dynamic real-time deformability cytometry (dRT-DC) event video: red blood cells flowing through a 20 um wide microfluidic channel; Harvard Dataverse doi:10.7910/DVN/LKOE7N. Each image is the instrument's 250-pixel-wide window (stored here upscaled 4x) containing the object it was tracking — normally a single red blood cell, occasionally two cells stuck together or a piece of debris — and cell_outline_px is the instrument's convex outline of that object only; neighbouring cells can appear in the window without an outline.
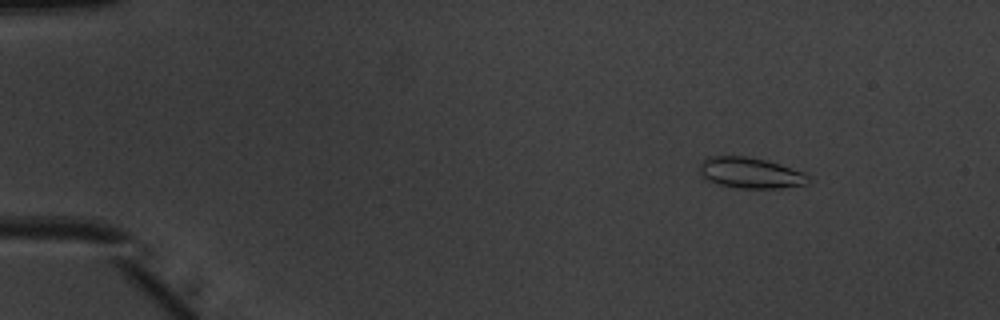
{"species": "common noctule bat (a hibernating species)", "species_latin": "Nyctalus noctula", "temperature_condition": "warm", "stored_images_in_passage": 52, "camera_frame_rate_fps": 3000, "um_per_image_px": 0.085, "animal": {"sex": "male", "body_mass_g": 20.1, "forearm_length_mm": 53.5}, "frame": {"image": 1, "passage_image": 7, "time_ms": 2.0, "image_size_px": [1000, 320], "cell_outline_px": [[812, 180], [808, 184], [780, 188], [740, 188], [720, 184], [708, 180], [700, 172], [700, 164], [708, 156], [744, 156], [764, 160], [780, 164], [804, 172], [812, 176]], "centroid_in_image_um": [63.86, 14.7], "position_along_channel_um": 21.1, "area_um2": 19.48}}
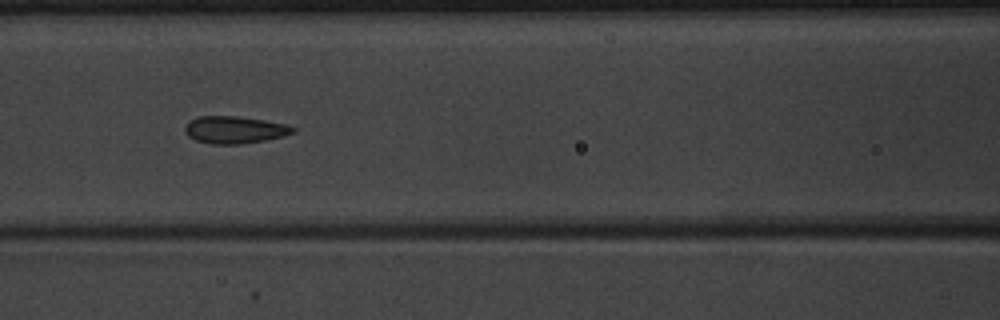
{"frame": {"image": 2, "passage_image": 24, "time_ms": 7.667, "image_size_px": [1000, 320], "cell_outline_px": [[296, 132], [284, 136], [264, 140], [240, 144], [212, 144], [196, 140], [188, 136], [184, 132], [184, 128], [192, 120], [200, 116], [236, 116], [264, 120], [284, 124], [296, 128]], "centroid_in_image_um": [19.96, 11.04], "position_along_channel_um": 146.6, "area_um2": 16.99}}
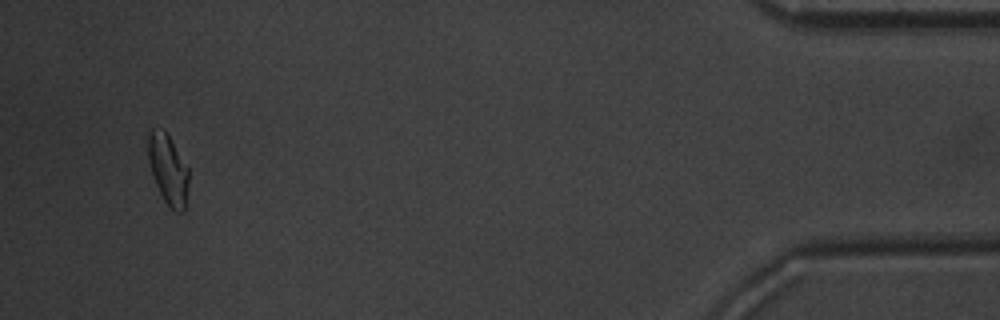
{"frame": {"image": 3, "passage_image": 50, "time_ms": 16.333, "image_size_px": [1000, 320], "cell_outline_px": [[188, 188], [184, 212], [176, 212], [164, 200], [156, 184], [148, 160], [148, 136], [152, 128], [164, 128], [188, 168]], "centroid_in_image_um": [14.29, 14.38], "position_along_channel_um": 420.9, "area_um2": 16.36}, "authors_computed_cell_mechanics": {"area_um2": 17.3111, "velocity_mm_per_s": 3.9619, "shape_relaxation_time_tau1_ms": 3.6948, "shape_relaxation_time_tau2_ms": 1.3584, "deformation_change_tau1": 0.112, "deformation_change_tau2": 0.0529}}